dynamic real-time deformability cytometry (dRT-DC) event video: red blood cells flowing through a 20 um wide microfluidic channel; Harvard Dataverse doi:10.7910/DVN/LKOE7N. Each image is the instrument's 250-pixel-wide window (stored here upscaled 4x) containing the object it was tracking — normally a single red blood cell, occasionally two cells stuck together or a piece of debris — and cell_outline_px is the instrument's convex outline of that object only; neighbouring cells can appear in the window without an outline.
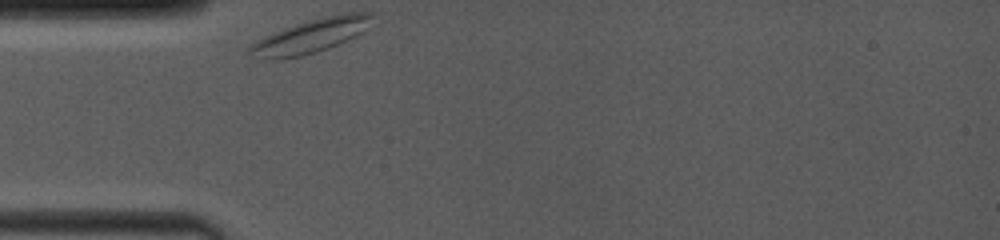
{"species": "common noctule bat (a hibernating species)", "species_latin": "Nyctalus noctula", "temperature_condition": "room temperature", "stored_images_in_passage": 22, "camera_frame_rate_fps": 4000, "um_per_image_px": 0.085, "animal": {"sex": "female", "body_mass_g": 19.0, "forearm_length_mm": 53.3}, "frame": {"image": 1, "passage_image": 1, "time_ms": 0.0, "image_size_px": [1000, 240], "cell_outline_px": [[372, 12], [368, 28], [348, 40], [328, 48], [316, 52], [300, 56], [276, 60], [264, 60], [244, 52], [256, 40], [264, 36], [284, 28], [324, 16], [344, 12]], "centroid_in_image_um": [26.37, 3.07], "position_along_channel_um": 58.6, "area_um2": 24.16}}
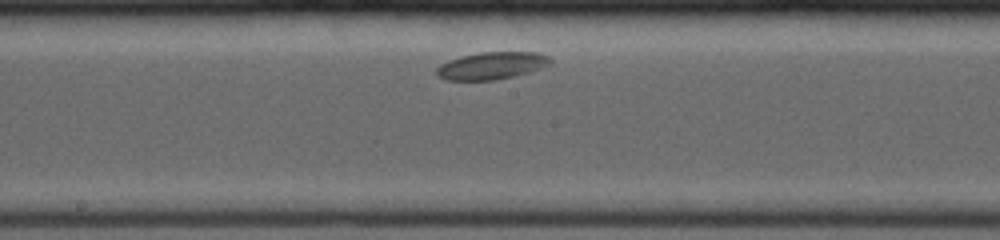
{"frame": {"image": 2, "passage_image": 9, "time_ms": 4.25, "image_size_px": [1000, 240], "cell_outline_px": [[552, 64], [528, 72], [496, 80], [444, 80], [436, 76], [436, 68], [440, 64], [448, 60], [460, 56], [480, 52], [536, 52], [548, 56], [552, 60]], "centroid_in_image_um": [41.75, 5.58], "position_along_channel_um": 206.4, "area_um2": 18.21}}
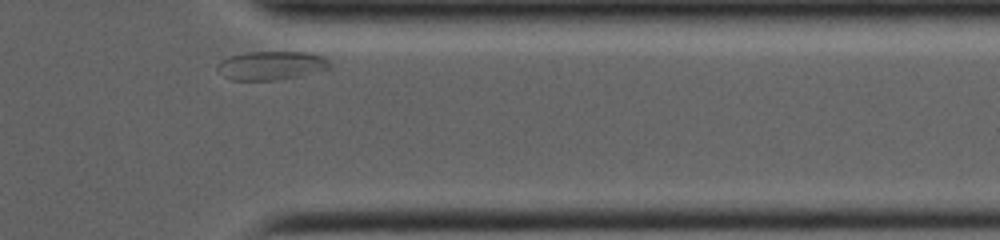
{"frame": {"image": 3, "passage_image": 22, "time_ms": 9.25, "image_size_px": [1000, 240], "cell_outline_px": [[332, 68], [300, 76], [280, 80], [232, 80], [224, 76], [216, 68], [216, 64], [220, 60], [232, 56], [248, 52], [308, 52], [324, 56], [332, 64]], "centroid_in_image_um": [23.1, 5.57], "position_along_channel_um": 388.3, "area_um2": 19.02}}